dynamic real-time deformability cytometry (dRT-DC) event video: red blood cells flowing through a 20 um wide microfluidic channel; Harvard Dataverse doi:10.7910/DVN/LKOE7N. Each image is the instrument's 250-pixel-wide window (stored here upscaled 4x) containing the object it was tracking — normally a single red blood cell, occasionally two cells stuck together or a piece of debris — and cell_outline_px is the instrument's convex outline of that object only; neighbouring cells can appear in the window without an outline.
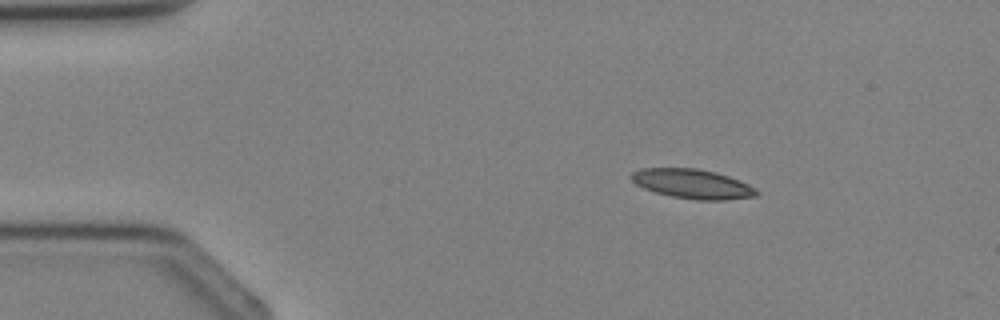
{"species": "Egyptian fruit bat (a non-hibernating species)", "species_latin": "Rousettus aegyptiacus", "temperature_condition": "cold", "stored_images_in_passage": 3, "camera_frame_rate_fps": 3000, "um_per_image_px": 0.085, "animal": {"sex": "female"}, "frame": {"image": 1, "passage_image": 2, "time_ms": 1.333, "image_size_px": [1000, 320], "cell_outline_px": [[760, 192], [756, 196], [724, 200], [696, 200], [672, 196], [656, 192], [644, 188], [636, 184], [628, 176], [632, 172], [640, 168], [696, 168], [716, 172], [740, 180], [756, 188]], "centroid_in_image_um": [58.86, 15.62], "position_along_channel_um": 26.1, "area_um2": 21.56}}